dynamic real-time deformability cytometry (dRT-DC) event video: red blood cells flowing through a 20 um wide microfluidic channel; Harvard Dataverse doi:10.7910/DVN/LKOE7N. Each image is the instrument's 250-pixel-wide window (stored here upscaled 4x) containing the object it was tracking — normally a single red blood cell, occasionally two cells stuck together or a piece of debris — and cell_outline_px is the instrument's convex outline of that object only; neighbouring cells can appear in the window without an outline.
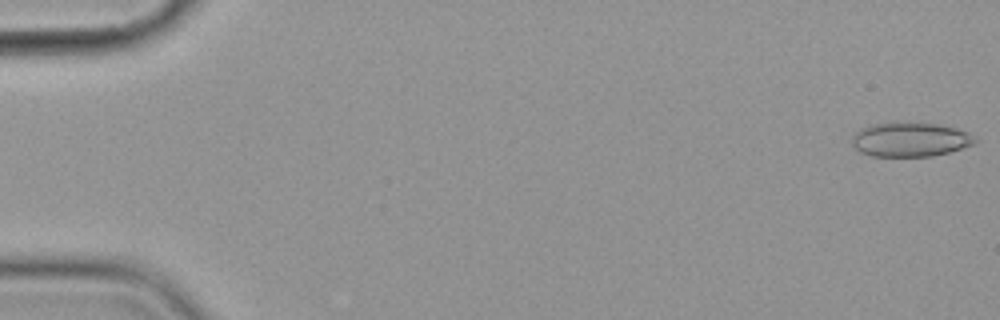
{"species": "common noctule bat (a hibernating species)", "species_latin": "Nyctalus noctula", "temperature_condition": "cold", "stored_images_in_passage": 5, "camera_frame_rate_fps": 3000, "um_per_image_px": 0.085, "animal": {"sex": "female", "body_mass_g": 19.9}, "frame": {"image": 1, "passage_image": 1, "time_ms": 0.0, "image_size_px": [1000, 320], "cell_outline_px": [[980, 140], [976, 144], [948, 152], [932, 156], [872, 156], [860, 152], [852, 144], [852, 136], [860, 128], [872, 124], [896, 120], [940, 124], [956, 128], [968, 132]], "centroid_in_image_um": [77.38, 11.82], "position_along_channel_um": 7.6, "area_um2": 25.26}}